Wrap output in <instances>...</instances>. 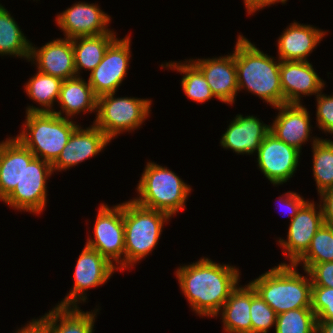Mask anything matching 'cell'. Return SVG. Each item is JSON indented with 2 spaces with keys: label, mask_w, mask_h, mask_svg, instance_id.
<instances>
[{
  "label": "cell",
  "mask_w": 333,
  "mask_h": 333,
  "mask_svg": "<svg viewBox=\"0 0 333 333\" xmlns=\"http://www.w3.org/2000/svg\"><path fill=\"white\" fill-rule=\"evenodd\" d=\"M275 109L279 113L270 126V133L301 151L302 144L310 138V115L307 109L301 103H285Z\"/></svg>",
  "instance_id": "cell-19"
},
{
  "label": "cell",
  "mask_w": 333,
  "mask_h": 333,
  "mask_svg": "<svg viewBox=\"0 0 333 333\" xmlns=\"http://www.w3.org/2000/svg\"><path fill=\"white\" fill-rule=\"evenodd\" d=\"M284 196V198H283ZM280 196L279 201L283 203L284 207H286L289 213V216L291 217L290 220H292V218H294L298 211L300 210V208L307 202L304 200L303 197H301L299 194H297L296 192H287L285 195ZM286 197V198H285ZM282 205V206H283Z\"/></svg>",
  "instance_id": "cell-38"
},
{
  "label": "cell",
  "mask_w": 333,
  "mask_h": 333,
  "mask_svg": "<svg viewBox=\"0 0 333 333\" xmlns=\"http://www.w3.org/2000/svg\"><path fill=\"white\" fill-rule=\"evenodd\" d=\"M186 62V63H185ZM184 63L169 62L165 66L162 64L163 68H170L177 70L183 75L181 79V86L185 95L197 103L206 102L212 97H215L211 92L210 86L207 83L203 73L190 61L187 60Z\"/></svg>",
  "instance_id": "cell-29"
},
{
  "label": "cell",
  "mask_w": 333,
  "mask_h": 333,
  "mask_svg": "<svg viewBox=\"0 0 333 333\" xmlns=\"http://www.w3.org/2000/svg\"><path fill=\"white\" fill-rule=\"evenodd\" d=\"M62 81L60 78L37 71L25 86L29 98L36 101L43 108L28 106L26 113L30 112H53V103L58 102Z\"/></svg>",
  "instance_id": "cell-27"
},
{
  "label": "cell",
  "mask_w": 333,
  "mask_h": 333,
  "mask_svg": "<svg viewBox=\"0 0 333 333\" xmlns=\"http://www.w3.org/2000/svg\"><path fill=\"white\" fill-rule=\"evenodd\" d=\"M270 133V125L263 124L255 116L238 114L222 135L221 146L231 149L236 154L256 153L264 140Z\"/></svg>",
  "instance_id": "cell-20"
},
{
  "label": "cell",
  "mask_w": 333,
  "mask_h": 333,
  "mask_svg": "<svg viewBox=\"0 0 333 333\" xmlns=\"http://www.w3.org/2000/svg\"><path fill=\"white\" fill-rule=\"evenodd\" d=\"M313 138V175L321 194L333 187V141Z\"/></svg>",
  "instance_id": "cell-30"
},
{
  "label": "cell",
  "mask_w": 333,
  "mask_h": 333,
  "mask_svg": "<svg viewBox=\"0 0 333 333\" xmlns=\"http://www.w3.org/2000/svg\"><path fill=\"white\" fill-rule=\"evenodd\" d=\"M326 31L292 23L283 31L278 39V55L280 61H308L307 56L325 36Z\"/></svg>",
  "instance_id": "cell-21"
},
{
  "label": "cell",
  "mask_w": 333,
  "mask_h": 333,
  "mask_svg": "<svg viewBox=\"0 0 333 333\" xmlns=\"http://www.w3.org/2000/svg\"><path fill=\"white\" fill-rule=\"evenodd\" d=\"M233 52L219 58L190 60L203 73L213 95L225 104H233L238 93Z\"/></svg>",
  "instance_id": "cell-16"
},
{
  "label": "cell",
  "mask_w": 333,
  "mask_h": 333,
  "mask_svg": "<svg viewBox=\"0 0 333 333\" xmlns=\"http://www.w3.org/2000/svg\"><path fill=\"white\" fill-rule=\"evenodd\" d=\"M116 269L97 250L85 245L75 266L73 288L58 305L78 306L79 301L86 302L85 291L105 284Z\"/></svg>",
  "instance_id": "cell-10"
},
{
  "label": "cell",
  "mask_w": 333,
  "mask_h": 333,
  "mask_svg": "<svg viewBox=\"0 0 333 333\" xmlns=\"http://www.w3.org/2000/svg\"><path fill=\"white\" fill-rule=\"evenodd\" d=\"M110 143L106 135L94 124L86 129L78 126L68 143L52 164L53 172L69 169L101 152Z\"/></svg>",
  "instance_id": "cell-17"
},
{
  "label": "cell",
  "mask_w": 333,
  "mask_h": 333,
  "mask_svg": "<svg viewBox=\"0 0 333 333\" xmlns=\"http://www.w3.org/2000/svg\"><path fill=\"white\" fill-rule=\"evenodd\" d=\"M240 272L234 266L209 258L181 266L176 271L180 288L191 309L200 316H218L220 309L238 286Z\"/></svg>",
  "instance_id": "cell-1"
},
{
  "label": "cell",
  "mask_w": 333,
  "mask_h": 333,
  "mask_svg": "<svg viewBox=\"0 0 333 333\" xmlns=\"http://www.w3.org/2000/svg\"><path fill=\"white\" fill-rule=\"evenodd\" d=\"M316 333H333V321L317 320Z\"/></svg>",
  "instance_id": "cell-41"
},
{
  "label": "cell",
  "mask_w": 333,
  "mask_h": 333,
  "mask_svg": "<svg viewBox=\"0 0 333 333\" xmlns=\"http://www.w3.org/2000/svg\"><path fill=\"white\" fill-rule=\"evenodd\" d=\"M317 111L316 120L319 129L326 133L333 134V95L327 96L320 92L316 95Z\"/></svg>",
  "instance_id": "cell-35"
},
{
  "label": "cell",
  "mask_w": 333,
  "mask_h": 333,
  "mask_svg": "<svg viewBox=\"0 0 333 333\" xmlns=\"http://www.w3.org/2000/svg\"><path fill=\"white\" fill-rule=\"evenodd\" d=\"M301 151L269 133L257 151L258 167L273 184L286 183L297 170Z\"/></svg>",
  "instance_id": "cell-12"
},
{
  "label": "cell",
  "mask_w": 333,
  "mask_h": 333,
  "mask_svg": "<svg viewBox=\"0 0 333 333\" xmlns=\"http://www.w3.org/2000/svg\"><path fill=\"white\" fill-rule=\"evenodd\" d=\"M169 219L168 214L143 207L133 199L123 203L124 270L134 266L155 249L163 224Z\"/></svg>",
  "instance_id": "cell-5"
},
{
  "label": "cell",
  "mask_w": 333,
  "mask_h": 333,
  "mask_svg": "<svg viewBox=\"0 0 333 333\" xmlns=\"http://www.w3.org/2000/svg\"><path fill=\"white\" fill-rule=\"evenodd\" d=\"M22 175V143L7 138L0 143V201H4L20 183Z\"/></svg>",
  "instance_id": "cell-26"
},
{
  "label": "cell",
  "mask_w": 333,
  "mask_h": 333,
  "mask_svg": "<svg viewBox=\"0 0 333 333\" xmlns=\"http://www.w3.org/2000/svg\"><path fill=\"white\" fill-rule=\"evenodd\" d=\"M52 164L34 154L22 144L21 181L3 201L15 210L41 213L46 206L48 177L52 175Z\"/></svg>",
  "instance_id": "cell-8"
},
{
  "label": "cell",
  "mask_w": 333,
  "mask_h": 333,
  "mask_svg": "<svg viewBox=\"0 0 333 333\" xmlns=\"http://www.w3.org/2000/svg\"><path fill=\"white\" fill-rule=\"evenodd\" d=\"M317 319L312 308H298L277 315L275 333H316Z\"/></svg>",
  "instance_id": "cell-32"
},
{
  "label": "cell",
  "mask_w": 333,
  "mask_h": 333,
  "mask_svg": "<svg viewBox=\"0 0 333 333\" xmlns=\"http://www.w3.org/2000/svg\"><path fill=\"white\" fill-rule=\"evenodd\" d=\"M304 272L307 277L297 272L296 265L283 262L249 283L278 315L298 308H311L312 283L308 272Z\"/></svg>",
  "instance_id": "cell-3"
},
{
  "label": "cell",
  "mask_w": 333,
  "mask_h": 333,
  "mask_svg": "<svg viewBox=\"0 0 333 333\" xmlns=\"http://www.w3.org/2000/svg\"><path fill=\"white\" fill-rule=\"evenodd\" d=\"M116 39V34L113 31L97 36L72 39L77 76H80V69L82 68L91 73L101 63L106 50Z\"/></svg>",
  "instance_id": "cell-25"
},
{
  "label": "cell",
  "mask_w": 333,
  "mask_h": 333,
  "mask_svg": "<svg viewBox=\"0 0 333 333\" xmlns=\"http://www.w3.org/2000/svg\"><path fill=\"white\" fill-rule=\"evenodd\" d=\"M93 231L94 239L88 237L86 245L97 250L112 264L115 261L116 267L120 264L117 270L123 271L125 251L123 203L113 208L101 203Z\"/></svg>",
  "instance_id": "cell-9"
},
{
  "label": "cell",
  "mask_w": 333,
  "mask_h": 333,
  "mask_svg": "<svg viewBox=\"0 0 333 333\" xmlns=\"http://www.w3.org/2000/svg\"><path fill=\"white\" fill-rule=\"evenodd\" d=\"M280 63L260 51L246 37L238 35L235 45L238 91L245 88L274 108L282 105Z\"/></svg>",
  "instance_id": "cell-2"
},
{
  "label": "cell",
  "mask_w": 333,
  "mask_h": 333,
  "mask_svg": "<svg viewBox=\"0 0 333 333\" xmlns=\"http://www.w3.org/2000/svg\"><path fill=\"white\" fill-rule=\"evenodd\" d=\"M130 36L116 39L106 50L101 63L90 73L88 83L99 97L115 93L126 77L130 51Z\"/></svg>",
  "instance_id": "cell-11"
},
{
  "label": "cell",
  "mask_w": 333,
  "mask_h": 333,
  "mask_svg": "<svg viewBox=\"0 0 333 333\" xmlns=\"http://www.w3.org/2000/svg\"><path fill=\"white\" fill-rule=\"evenodd\" d=\"M32 60L35 61L38 71L63 81L77 76L72 39L52 40L40 49L35 48L31 43L29 61Z\"/></svg>",
  "instance_id": "cell-18"
},
{
  "label": "cell",
  "mask_w": 333,
  "mask_h": 333,
  "mask_svg": "<svg viewBox=\"0 0 333 333\" xmlns=\"http://www.w3.org/2000/svg\"><path fill=\"white\" fill-rule=\"evenodd\" d=\"M110 18L98 5L78 2L59 14L56 22L66 38L74 39L109 33Z\"/></svg>",
  "instance_id": "cell-14"
},
{
  "label": "cell",
  "mask_w": 333,
  "mask_h": 333,
  "mask_svg": "<svg viewBox=\"0 0 333 333\" xmlns=\"http://www.w3.org/2000/svg\"><path fill=\"white\" fill-rule=\"evenodd\" d=\"M311 308L317 320L333 321V288L312 286Z\"/></svg>",
  "instance_id": "cell-34"
},
{
  "label": "cell",
  "mask_w": 333,
  "mask_h": 333,
  "mask_svg": "<svg viewBox=\"0 0 333 333\" xmlns=\"http://www.w3.org/2000/svg\"><path fill=\"white\" fill-rule=\"evenodd\" d=\"M286 1L287 0H244V5L248 11V14H253V12L265 8L268 5L270 6L276 2H281L284 4Z\"/></svg>",
  "instance_id": "cell-40"
},
{
  "label": "cell",
  "mask_w": 333,
  "mask_h": 333,
  "mask_svg": "<svg viewBox=\"0 0 333 333\" xmlns=\"http://www.w3.org/2000/svg\"><path fill=\"white\" fill-rule=\"evenodd\" d=\"M307 272L312 286L333 288V261L314 264Z\"/></svg>",
  "instance_id": "cell-36"
},
{
  "label": "cell",
  "mask_w": 333,
  "mask_h": 333,
  "mask_svg": "<svg viewBox=\"0 0 333 333\" xmlns=\"http://www.w3.org/2000/svg\"><path fill=\"white\" fill-rule=\"evenodd\" d=\"M280 83L283 104H300L301 95H318L325 85L309 61H281Z\"/></svg>",
  "instance_id": "cell-15"
},
{
  "label": "cell",
  "mask_w": 333,
  "mask_h": 333,
  "mask_svg": "<svg viewBox=\"0 0 333 333\" xmlns=\"http://www.w3.org/2000/svg\"><path fill=\"white\" fill-rule=\"evenodd\" d=\"M251 333H267L268 330L275 326L276 312L256 293L251 286Z\"/></svg>",
  "instance_id": "cell-33"
},
{
  "label": "cell",
  "mask_w": 333,
  "mask_h": 333,
  "mask_svg": "<svg viewBox=\"0 0 333 333\" xmlns=\"http://www.w3.org/2000/svg\"><path fill=\"white\" fill-rule=\"evenodd\" d=\"M250 306L251 284L237 286L219 311L226 333H251Z\"/></svg>",
  "instance_id": "cell-24"
},
{
  "label": "cell",
  "mask_w": 333,
  "mask_h": 333,
  "mask_svg": "<svg viewBox=\"0 0 333 333\" xmlns=\"http://www.w3.org/2000/svg\"><path fill=\"white\" fill-rule=\"evenodd\" d=\"M94 312H84L78 306L57 305L40 319L49 333H93L97 311Z\"/></svg>",
  "instance_id": "cell-23"
},
{
  "label": "cell",
  "mask_w": 333,
  "mask_h": 333,
  "mask_svg": "<svg viewBox=\"0 0 333 333\" xmlns=\"http://www.w3.org/2000/svg\"><path fill=\"white\" fill-rule=\"evenodd\" d=\"M320 195L323 224L333 227V187L326 189Z\"/></svg>",
  "instance_id": "cell-37"
},
{
  "label": "cell",
  "mask_w": 333,
  "mask_h": 333,
  "mask_svg": "<svg viewBox=\"0 0 333 333\" xmlns=\"http://www.w3.org/2000/svg\"><path fill=\"white\" fill-rule=\"evenodd\" d=\"M315 205L314 201L312 203L308 200L292 218L287 240L280 238L278 241L284 249V256L289 258L290 264H294L307 251L312 238L323 224L321 206L317 205L318 208Z\"/></svg>",
  "instance_id": "cell-13"
},
{
  "label": "cell",
  "mask_w": 333,
  "mask_h": 333,
  "mask_svg": "<svg viewBox=\"0 0 333 333\" xmlns=\"http://www.w3.org/2000/svg\"><path fill=\"white\" fill-rule=\"evenodd\" d=\"M16 333H49L47 325L39 318L32 319L31 322L21 329H18Z\"/></svg>",
  "instance_id": "cell-39"
},
{
  "label": "cell",
  "mask_w": 333,
  "mask_h": 333,
  "mask_svg": "<svg viewBox=\"0 0 333 333\" xmlns=\"http://www.w3.org/2000/svg\"><path fill=\"white\" fill-rule=\"evenodd\" d=\"M97 99L90 84L80 76H75L62 81L58 99L62 112L55 110L53 113L62 117V113L65 112L70 119L81 111L83 113H92L94 110L97 112Z\"/></svg>",
  "instance_id": "cell-22"
},
{
  "label": "cell",
  "mask_w": 333,
  "mask_h": 333,
  "mask_svg": "<svg viewBox=\"0 0 333 333\" xmlns=\"http://www.w3.org/2000/svg\"><path fill=\"white\" fill-rule=\"evenodd\" d=\"M31 42L26 39L17 22L0 4V55L30 58Z\"/></svg>",
  "instance_id": "cell-28"
},
{
  "label": "cell",
  "mask_w": 333,
  "mask_h": 333,
  "mask_svg": "<svg viewBox=\"0 0 333 333\" xmlns=\"http://www.w3.org/2000/svg\"><path fill=\"white\" fill-rule=\"evenodd\" d=\"M116 93L99 96L97 99V126L111 141L122 132L140 128L149 115L151 100L131 97L114 98Z\"/></svg>",
  "instance_id": "cell-7"
},
{
  "label": "cell",
  "mask_w": 333,
  "mask_h": 333,
  "mask_svg": "<svg viewBox=\"0 0 333 333\" xmlns=\"http://www.w3.org/2000/svg\"><path fill=\"white\" fill-rule=\"evenodd\" d=\"M333 261V227L322 224L312 238L307 251L294 263H303V270L307 271L312 265Z\"/></svg>",
  "instance_id": "cell-31"
},
{
  "label": "cell",
  "mask_w": 333,
  "mask_h": 333,
  "mask_svg": "<svg viewBox=\"0 0 333 333\" xmlns=\"http://www.w3.org/2000/svg\"><path fill=\"white\" fill-rule=\"evenodd\" d=\"M26 115L23 130L16 138L36 158L53 164L79 125L53 112H30Z\"/></svg>",
  "instance_id": "cell-4"
},
{
  "label": "cell",
  "mask_w": 333,
  "mask_h": 333,
  "mask_svg": "<svg viewBox=\"0 0 333 333\" xmlns=\"http://www.w3.org/2000/svg\"><path fill=\"white\" fill-rule=\"evenodd\" d=\"M139 198L133 200L146 208L168 214L171 218L185 209L186 199L191 192L175 172L154 162H148L137 186Z\"/></svg>",
  "instance_id": "cell-6"
}]
</instances>
